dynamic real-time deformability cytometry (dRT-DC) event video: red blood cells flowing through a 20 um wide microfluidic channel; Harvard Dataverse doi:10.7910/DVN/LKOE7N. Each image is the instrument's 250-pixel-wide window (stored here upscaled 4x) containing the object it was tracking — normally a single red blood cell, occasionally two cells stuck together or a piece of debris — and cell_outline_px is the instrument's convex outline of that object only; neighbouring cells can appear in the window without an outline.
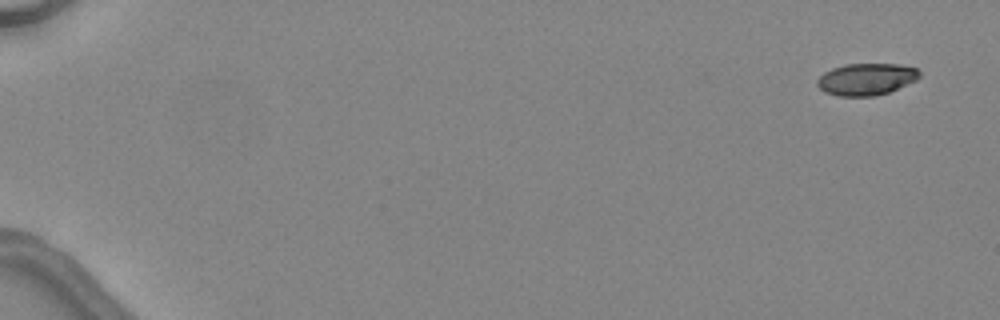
{"species": "common noctule bat (a hibernating species)", "species_latin": "Nyctalus noctula", "temperature_condition": "warm", "stored_images_in_passage": 5, "camera_frame_rate_fps": 3000, "um_per_image_px": 0.085, "animal": {"sex": "female", "body_mass_g": 24.6, "forearm_length_mm": 56.2}, "frame": {"image": 1, "passage_image": 1, "time_ms": 0.0, "image_size_px": [1000, 320], "cell_outline_px": [[920, 76], [916, 80], [888, 92], [876, 96], [840, 96], [824, 92], [816, 84], [816, 80], [824, 72], [832, 68], [844, 64], [900, 64], [916, 68], [920, 72]], "centroid_in_image_um": [73.61, 6.73], "position_along_channel_um": 11.4, "area_um2": 19.02}}